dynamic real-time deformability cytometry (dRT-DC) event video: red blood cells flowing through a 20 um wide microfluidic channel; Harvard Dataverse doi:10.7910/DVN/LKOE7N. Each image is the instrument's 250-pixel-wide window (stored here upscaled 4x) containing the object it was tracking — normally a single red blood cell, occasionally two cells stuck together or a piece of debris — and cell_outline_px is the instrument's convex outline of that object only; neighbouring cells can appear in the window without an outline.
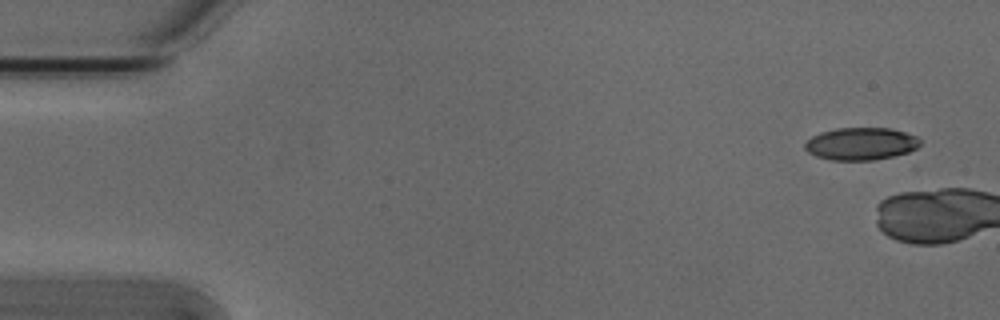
{"species": "Egyptian fruit bat (a non-hibernating species)", "species_latin": "Rousettus aegyptiacus", "temperature_condition": "cold", "stored_images_in_passage": 4, "camera_frame_rate_fps": 3000, "um_per_image_px": 0.085, "animal": {"sex": "male"}, "frame": {"image": 1, "passage_image": 1, "time_ms": 0.0, "image_size_px": [1000, 320], "cell_outline_px": [[920, 144], [916, 148], [908, 152], [892, 156], [872, 160], [832, 160], [816, 156], [808, 152], [804, 148], [804, 144], [812, 136], [820, 132], [836, 128], [892, 128], [916, 136], [920, 140]], "centroid_in_image_um": [73.16, 12.21], "position_along_channel_um": 11.8, "area_um2": 21.73}}